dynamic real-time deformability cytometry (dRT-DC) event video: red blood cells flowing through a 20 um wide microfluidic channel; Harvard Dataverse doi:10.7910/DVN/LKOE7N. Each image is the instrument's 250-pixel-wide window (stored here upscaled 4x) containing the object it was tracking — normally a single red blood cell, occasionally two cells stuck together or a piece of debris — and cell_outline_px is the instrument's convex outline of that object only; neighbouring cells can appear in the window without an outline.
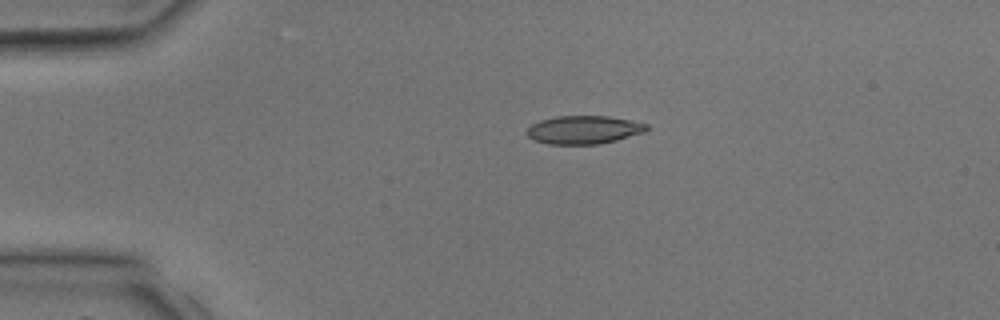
{"species": "common noctule bat (a hibernating species)", "species_latin": "Nyctalus noctula", "temperature_condition": "room temperature", "stored_images_in_passage": 3, "camera_frame_rate_fps": 3000, "um_per_image_px": 0.085, "animal": {"sex": "male", "body_mass_g": 17.9, "forearm_length_mm": 54.2}, "frame": {"image": 1, "passage_image": 2, "time_ms": 2.333, "image_size_px": [1000, 320], "cell_outline_px": [[648, 128], [644, 132], [616, 140], [600, 144], [548, 144], [536, 140], [528, 136], [528, 128], [532, 124], [540, 120], [556, 116], [608, 116], [648, 124]], "centroid_in_image_um": [49.62, 11.03], "position_along_channel_um": 35.4, "area_um2": 19.48}}